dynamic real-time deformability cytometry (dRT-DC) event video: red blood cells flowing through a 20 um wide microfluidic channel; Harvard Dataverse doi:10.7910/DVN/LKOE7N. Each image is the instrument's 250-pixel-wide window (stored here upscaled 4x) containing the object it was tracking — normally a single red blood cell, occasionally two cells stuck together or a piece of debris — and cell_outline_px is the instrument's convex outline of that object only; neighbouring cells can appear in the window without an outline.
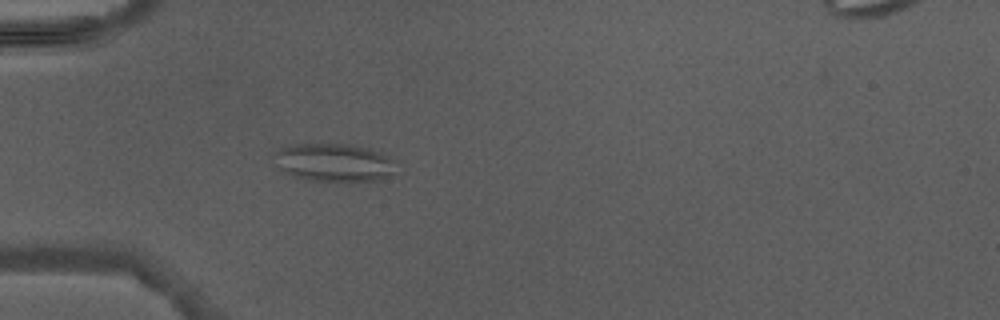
{"species": "Egyptian fruit bat (a non-hibernating species)", "species_latin": "Rousettus aegyptiacus", "temperature_condition": "warm", "stored_images_in_passage": 3, "camera_frame_rate_fps": 3000, "um_per_image_px": 0.085, "animal": {"sex": "male"}, "frame": {"image": 1, "passage_image": 3, "time_ms": 2.333, "image_size_px": [1000, 320], "cell_outline_px": [[396, 172], [380, 180], [304, 180], [272, 164], [272, 152], [280, 148], [292, 144], [348, 144], [368, 148], [380, 152], [396, 160]], "centroid_in_image_um": [28.37, 13.79], "position_along_channel_um": 56.6, "area_um2": 27.22}}